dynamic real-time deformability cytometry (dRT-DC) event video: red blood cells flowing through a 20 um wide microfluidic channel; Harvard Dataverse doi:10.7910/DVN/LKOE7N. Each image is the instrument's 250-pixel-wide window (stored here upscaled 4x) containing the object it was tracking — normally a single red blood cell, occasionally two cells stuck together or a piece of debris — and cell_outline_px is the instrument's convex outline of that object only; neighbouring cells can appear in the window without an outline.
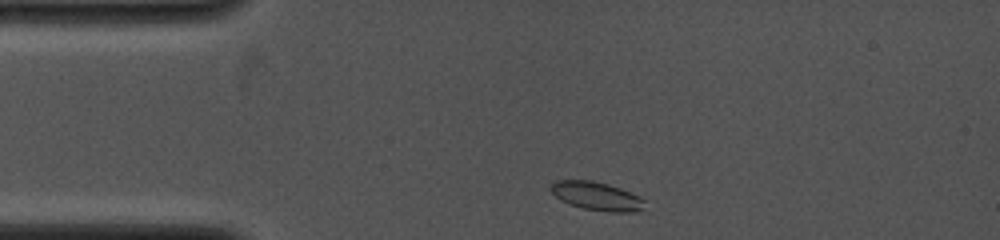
{"species": "common noctule bat (a hibernating species)", "species_latin": "Nyctalus noctula", "temperature_condition": "cold", "stored_images_in_passage": 30, "camera_frame_rate_fps": 4000, "um_per_image_px": 0.085, "animal": {"sex": "female", "body_mass_g": 19.0, "forearm_length_mm": 53.3}, "frame": {"image": 1, "passage_image": 1, "time_ms": 0.0, "image_size_px": [1000, 240], "cell_outline_px": [[644, 200], [640, 208], [636, 212], [612, 212], [584, 208], [568, 204], [560, 200], [548, 188], [556, 180], [592, 180], [608, 184], [620, 188], [640, 196]], "centroid_in_image_um": [50.67, 16.65], "position_along_channel_um": 34.3, "area_um2": 15.43}}
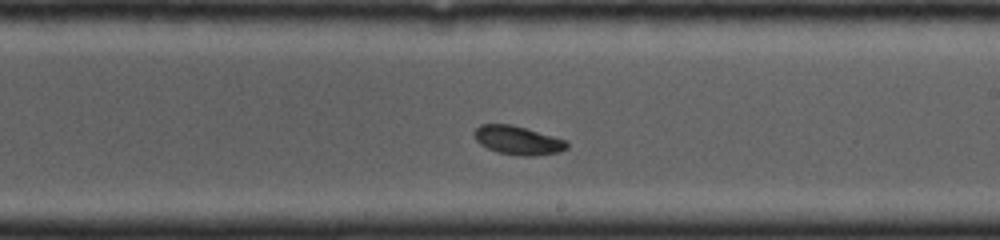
{"frame": {"image": 2, "passage_image": 17, "time_ms": 5.75, "image_size_px": [1000, 240], "cell_outline_px": [[568, 148], [560, 152], [536, 156], [520, 156], [496, 152], [480, 144], [472, 136], [472, 132], [480, 124], [512, 124], [568, 140]], "centroid_in_image_um": [44.02, 11.93], "position_along_channel_um": 245.0, "area_um2": 15.84}}
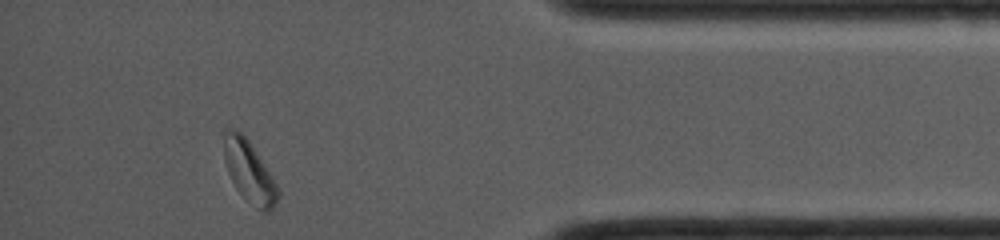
{"frame": {"image": 3, "passage_image": 30, "time_ms": 10.25, "image_size_px": [1000, 240], "cell_outline_px": [[280, 196], [276, 204], [268, 212], [264, 212], [244, 200], [236, 188], [228, 172], [224, 160], [224, 132], [228, 128], [236, 128], [248, 140], [272, 176], [280, 192]], "centroid_in_image_um": [21.18, 14.61], "position_along_channel_um": 414.0, "area_um2": 19.31}}